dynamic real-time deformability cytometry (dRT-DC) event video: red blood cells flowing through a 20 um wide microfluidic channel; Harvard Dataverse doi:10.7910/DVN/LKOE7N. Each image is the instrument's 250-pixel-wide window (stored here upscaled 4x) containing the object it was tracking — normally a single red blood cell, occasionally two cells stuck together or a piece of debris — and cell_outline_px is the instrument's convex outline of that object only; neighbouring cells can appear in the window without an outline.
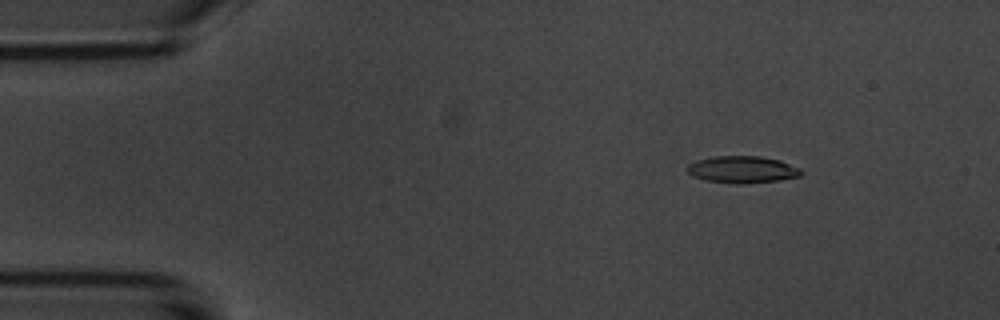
{"species": "common noctule bat (a hibernating species)", "species_latin": "Nyctalus noctula", "temperature_condition": "room temperature", "stored_images_in_passage": 5, "segment_of_instrument_passage": [2, 2], "camera_frame_rate_fps": 3000, "um_per_image_px": 0.085, "animal": {"sex": "male", "body_mass_g": 20.1, "forearm_length_mm": 53.5}, "frame": {"image": 1, "passage_image": 5, "time_ms": 4.667, "image_size_px": [1000, 320], "cell_outline_px": [[804, 172], [800, 176], [780, 180], [744, 184], [736, 184], [704, 180], [692, 176], [688, 172], [688, 164], [696, 160], [716, 156], [760, 156], [780, 160], [800, 168]], "centroid_in_image_um": [63.11, 14.41], "position_along_channel_um": 21.9, "area_um2": 18.03}}